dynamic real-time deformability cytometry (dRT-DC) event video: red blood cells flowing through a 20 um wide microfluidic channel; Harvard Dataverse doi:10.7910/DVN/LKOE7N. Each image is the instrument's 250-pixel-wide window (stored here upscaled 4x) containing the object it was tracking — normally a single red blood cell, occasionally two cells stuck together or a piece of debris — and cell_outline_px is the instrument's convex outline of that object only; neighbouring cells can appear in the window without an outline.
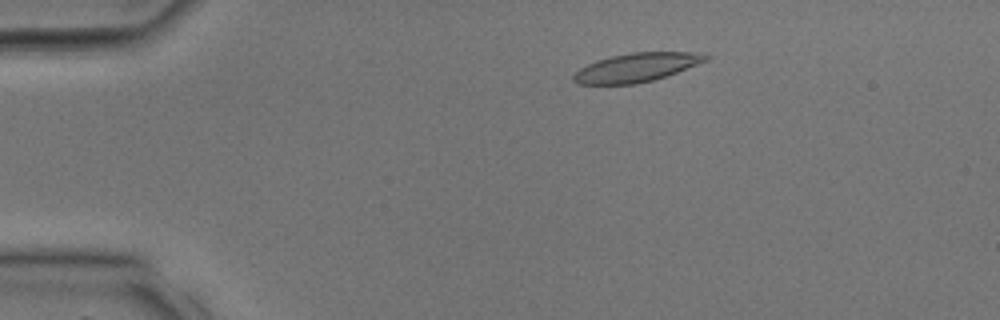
{"species": "common noctule bat (a hibernating species)", "species_latin": "Nyctalus noctula", "temperature_condition": "room temperature", "stored_images_in_passage": 33, "camera_frame_rate_fps": 3000, "um_per_image_px": 0.085, "animal": {"sex": "male", "body_mass_g": 17.9, "forearm_length_mm": 54.2}, "frame": {"image": 1, "passage_image": 5, "time_ms": 1.333, "image_size_px": [1000, 320], "cell_outline_px": [[708, 60], [676, 72], [652, 80], [636, 84], [576, 84], [572, 80], [572, 76], [580, 68], [596, 60], [612, 56], [632, 52], [704, 52], [708, 56]], "centroid_in_image_um": [54.08, 5.73], "position_along_channel_um": 30.9, "area_um2": 22.02}}
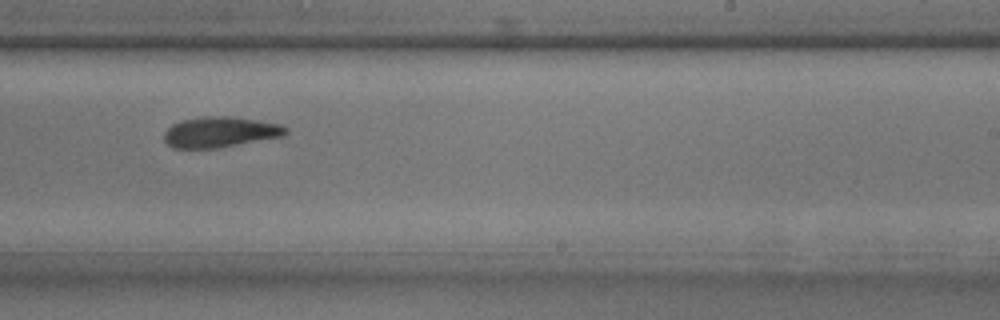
{"frame": {"image": 2, "passage_image": 20, "time_ms": 6.333, "image_size_px": [1000, 320], "cell_outline_px": [[288, 132], [284, 136], [216, 148], [172, 148], [164, 140], [164, 132], [172, 124], [180, 120], [204, 116], [232, 116], [280, 124], [288, 128]], "centroid_in_image_um": [18.7, 11.22], "position_along_channel_um": 270.3, "area_um2": 21.73}}
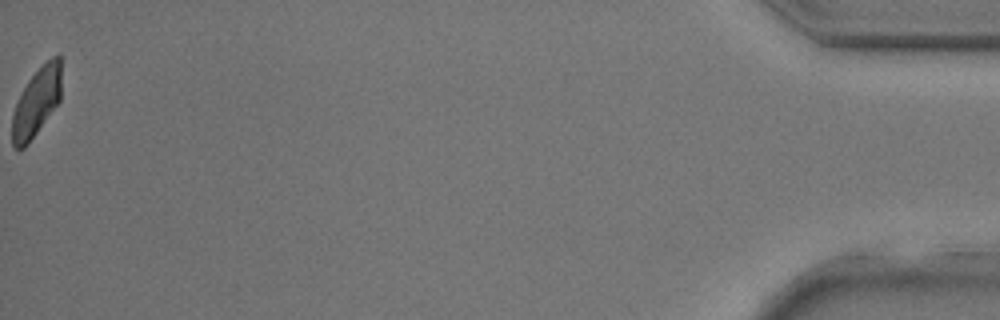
{"frame": {"image": 3, "passage_image": 33, "time_ms": 10.667, "image_size_px": [1000, 320], "cell_outline_px": [[60, 100], [28, 144], [24, 148], [16, 148], [12, 144], [12, 112], [28, 80], [52, 56], [60, 52]], "centroid_in_image_um": [3.1, 8.69], "position_along_channel_um": 432.1, "area_um2": 19.19}}